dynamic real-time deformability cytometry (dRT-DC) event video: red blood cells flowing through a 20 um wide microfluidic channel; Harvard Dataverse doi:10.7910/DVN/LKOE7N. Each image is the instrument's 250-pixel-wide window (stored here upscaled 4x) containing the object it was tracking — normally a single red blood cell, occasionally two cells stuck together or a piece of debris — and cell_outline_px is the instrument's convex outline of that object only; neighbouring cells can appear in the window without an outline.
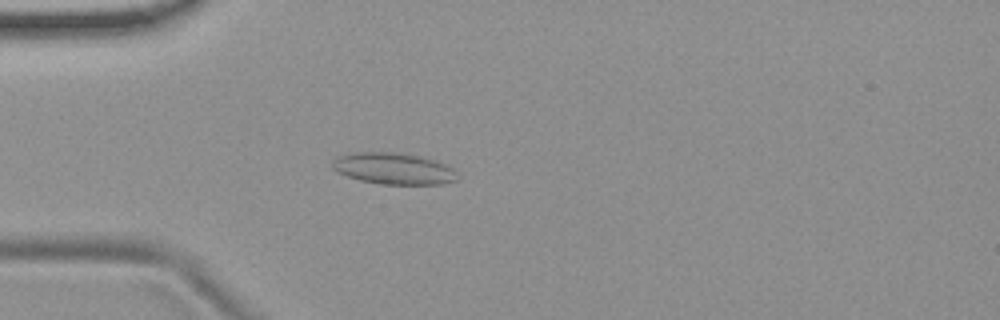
{"species": "common noctule bat (a hibernating species)", "species_latin": "Nyctalus noctula", "temperature_condition": "room temperature", "stored_images_in_passage": 55, "camera_frame_rate_fps": 3000, "um_per_image_px": 0.085, "animal": {"sex": "female", "body_mass_g": 19.9}, "frame": {"image": 1, "passage_image": 16, "time_ms": 5.0, "image_size_px": [1000, 320], "cell_outline_px": [[456, 180], [444, 184], [380, 184], [360, 180], [336, 172], [332, 168], [332, 160], [336, 156], [352, 152], [392, 152], [420, 156], [444, 164], [452, 168], [456, 172]], "centroid_in_image_um": [33.39, 14.32], "position_along_channel_um": 51.6, "area_um2": 22.89}}
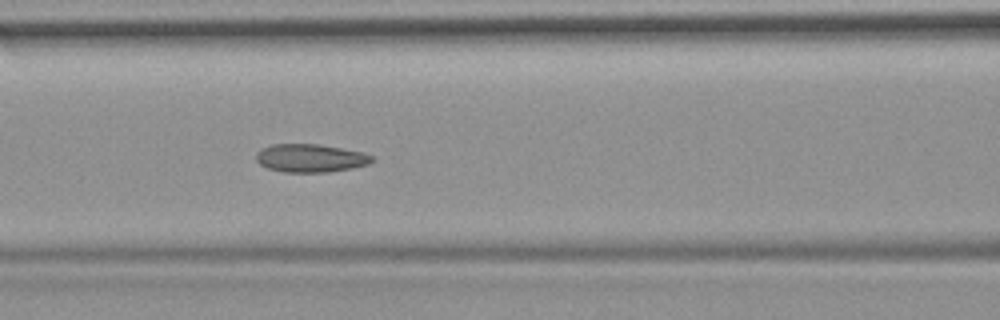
{"frame": {"image": 2, "passage_image": 24, "time_ms": 7.667, "image_size_px": [1000, 320], "cell_outline_px": [[376, 160], [368, 164], [352, 168], [328, 172], [284, 172], [268, 168], [260, 164], [256, 160], [256, 152], [260, 148], [272, 144], [316, 144], [364, 152], [376, 156]], "centroid_in_image_um": [26.41, 13.44], "position_along_channel_um": 140.2, "area_um2": 19.19}}
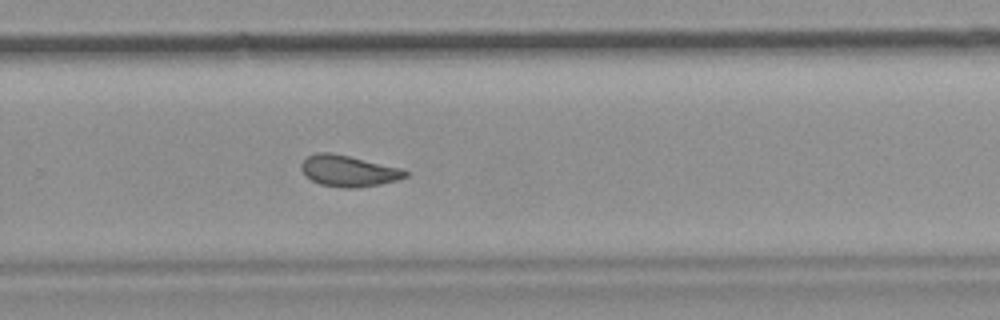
{"frame": {"image": 3, "passage_image": 37, "time_ms": 12.0, "image_size_px": [1000, 320], "cell_outline_px": [[408, 176], [400, 180], [380, 184], [356, 188], [340, 188], [320, 184], [312, 180], [300, 168], [300, 164], [308, 156], [316, 152], [332, 152], [404, 168], [408, 172]], "centroid_in_image_um": [29.67, 14.52], "position_along_channel_um": 300.1, "area_um2": 19.19}, "authors_computed_cell_mechanics": {"area_um2": 19.5942, "velocity_mm_per_s": 3.7087, "shape_relaxation_time_tau1_ms": null, "shape_relaxation_time_tau2_ms": 2.4435, "deformation_change_tau1": null, "deformation_change_tau2": 0.0873}}